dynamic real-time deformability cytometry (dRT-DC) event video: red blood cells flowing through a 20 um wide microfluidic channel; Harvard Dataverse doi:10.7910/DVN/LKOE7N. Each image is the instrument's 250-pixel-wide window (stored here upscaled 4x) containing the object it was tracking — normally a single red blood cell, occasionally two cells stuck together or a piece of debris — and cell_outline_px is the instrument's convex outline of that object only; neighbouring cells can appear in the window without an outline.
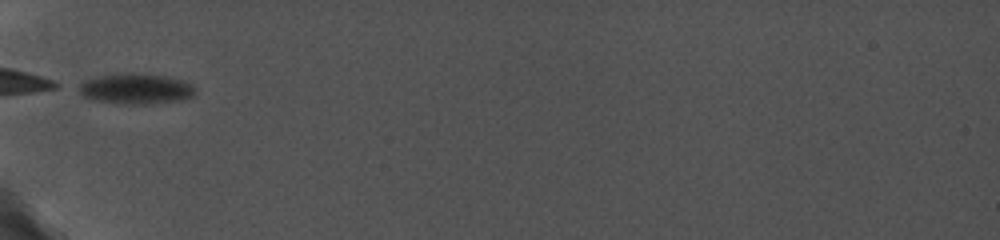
{"species": "common noctule bat (a hibernating species)", "species_latin": "Nyctalus noctula", "temperature_condition": "cold", "stored_images_in_passage": 35, "camera_frame_rate_fps": 5000, "um_per_image_px": 0.085, "animal": {"sex": "female", "body_mass_g": 19.0, "forearm_length_mm": 56.7}, "frame": {"image": 1, "passage_image": 1, "time_ms": 0.0, "image_size_px": [1000, 240], "cell_outline_px": [[196, 96], [180, 100], [148, 104], [124, 104], [92, 100], [84, 96], [80, 92], [76, 84], [84, 80], [100, 76], [168, 76], [192, 84], [196, 88]], "centroid_in_image_um": [11.57, 7.6], "position_along_channel_um": 73.4, "area_um2": 20.0}}
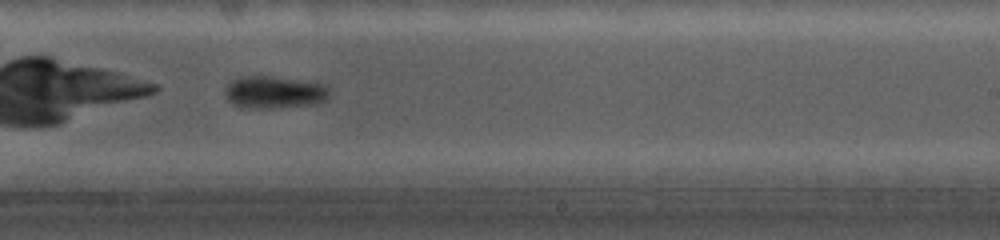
{"frame": {"image": 2, "passage_image": 24, "time_ms": 5.2, "image_size_px": [1000, 240], "cell_outline_px": [[328, 96], [320, 104], [272, 108], [240, 108], [232, 104], [228, 100], [224, 92], [224, 88], [232, 80], [244, 76], [268, 76], [324, 84], [328, 88]], "centroid_in_image_um": [23.27, 7.86], "position_along_channel_um": 265.7, "area_um2": 19.71}}